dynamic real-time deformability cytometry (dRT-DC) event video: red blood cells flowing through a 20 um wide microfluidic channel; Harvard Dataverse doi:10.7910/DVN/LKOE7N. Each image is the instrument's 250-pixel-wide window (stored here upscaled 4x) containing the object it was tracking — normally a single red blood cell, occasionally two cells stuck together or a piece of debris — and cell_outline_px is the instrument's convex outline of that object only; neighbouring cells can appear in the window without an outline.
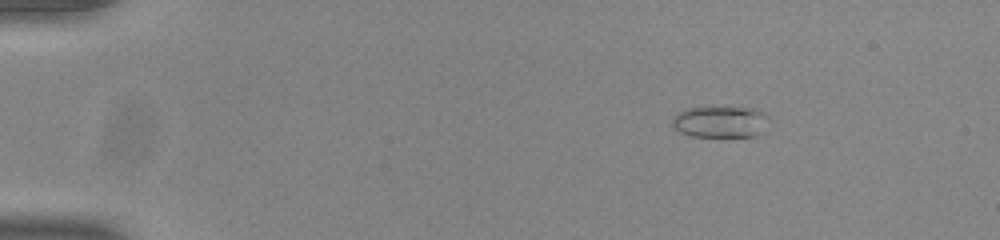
{"species": "common noctule bat (a hibernating species)", "species_latin": "Nyctalus noctula", "temperature_condition": "room temperature", "stored_images_in_passage": 46, "camera_frame_rate_fps": 3000, "um_per_image_px": 0.085, "animal": {"sex": "male", "body_mass_g": 20.0, "forearm_length_mm": 53.3}, "frame": {"image": 1, "passage_image": 1, "time_ms": 0.0, "image_size_px": [1000, 240], "cell_outline_px": [[768, 116], [756, 132], [752, 136], [692, 136], [680, 132], [672, 124], [672, 116], [684, 108], [756, 108]], "centroid_in_image_um": [61.1, 10.34], "position_along_channel_um": 23.9, "area_um2": 16.99}}
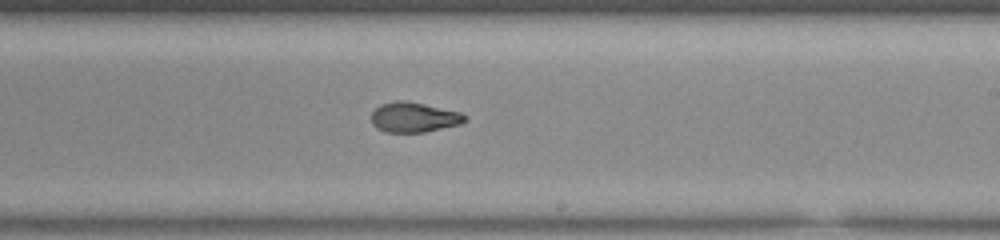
{"frame": {"image": 2, "passage_image": 26, "time_ms": 8.333, "image_size_px": [1000, 240], "cell_outline_px": [[468, 120], [460, 124], [424, 132], [384, 132], [376, 128], [372, 124], [372, 112], [380, 104], [396, 100], [400, 100], [424, 104], [460, 112], [468, 116]], "centroid_in_image_um": [35.18, 9.97], "position_along_channel_um": 253.8, "area_um2": 16.36}}
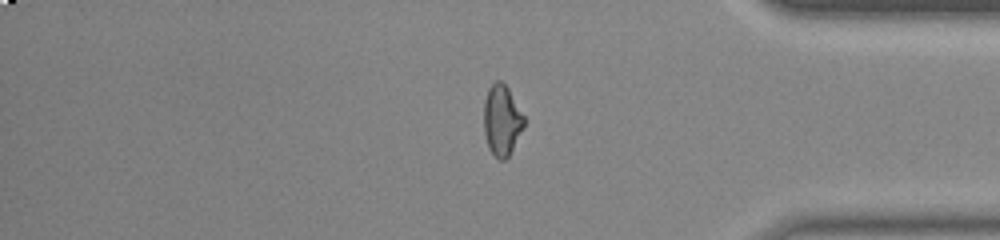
{"frame": {"image": 3, "passage_image": 38, "time_ms": 12.333, "image_size_px": [1000, 240], "cell_outline_px": [[524, 124], [508, 156], [504, 160], [500, 160], [488, 148], [484, 132], [484, 100], [488, 88], [496, 80], [500, 80], [508, 88], [524, 116]], "centroid_in_image_um": [42.63, 10.19], "position_along_channel_um": 392.6, "area_um2": 16.24}, "authors_computed_cell_mechanics": {"area_um2": 16.7331, "velocity_mm_per_s": 3.9083, "shape_relaxation_time_tau1_ms": 6.5478, "shape_relaxation_time_tau2_ms": 1.6672, "deformation_change_tau1": 0.2021, "deformation_change_tau2": 0.0837}}